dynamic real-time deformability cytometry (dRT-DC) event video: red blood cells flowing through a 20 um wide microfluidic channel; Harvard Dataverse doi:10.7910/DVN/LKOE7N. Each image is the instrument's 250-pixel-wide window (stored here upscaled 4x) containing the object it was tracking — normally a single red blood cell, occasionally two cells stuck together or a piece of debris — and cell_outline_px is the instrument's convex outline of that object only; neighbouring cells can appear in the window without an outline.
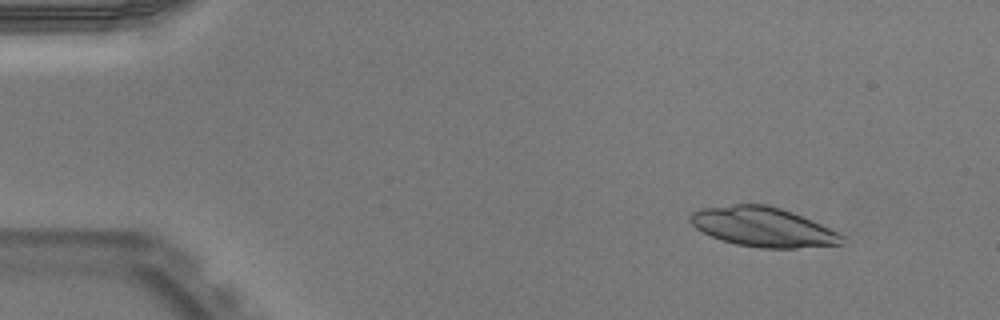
{"species": "Egyptian fruit bat (a non-hibernating species)", "species_latin": "Rousettus aegyptiacus", "temperature_condition": "warm", "stored_images_in_passage": 50, "camera_frame_rate_fps": 3000, "um_per_image_px": 0.085, "animal": {"sex": "male"}, "frame": {"image": 1, "passage_image": 5, "time_ms": 1.333, "image_size_px": [1000, 320], "cell_outline_px": [[844, 244], [796, 248], [760, 248], [736, 244], [720, 240], [696, 228], [688, 220], [688, 216], [692, 212], [700, 208], [732, 204], [768, 204], [792, 212], [812, 220], [840, 232], [844, 236]], "centroid_in_image_um": [64.86, 19.29], "position_along_channel_um": 20.1, "area_um2": 35.2}}